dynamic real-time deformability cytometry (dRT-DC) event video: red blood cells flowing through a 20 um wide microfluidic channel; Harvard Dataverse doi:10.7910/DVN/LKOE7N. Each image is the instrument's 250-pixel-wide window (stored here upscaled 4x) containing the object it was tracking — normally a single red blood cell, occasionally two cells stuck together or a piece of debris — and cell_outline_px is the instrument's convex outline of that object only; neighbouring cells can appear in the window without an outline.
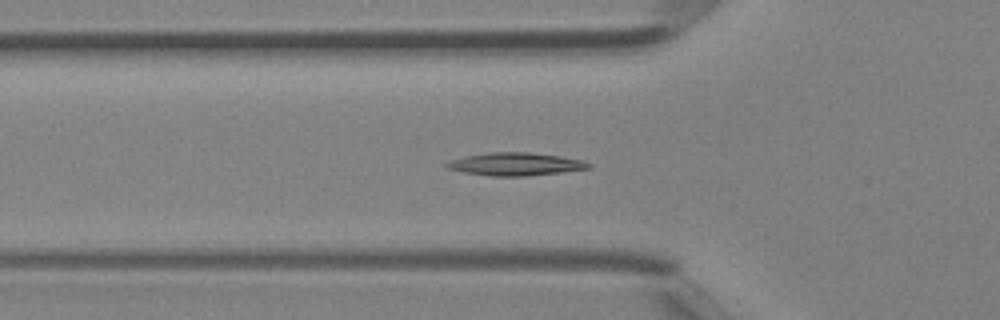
{"species": "Egyptian fruit bat (a non-hibernating species)", "species_latin": "Rousettus aegyptiacus", "temperature_condition": "room temperature", "stored_images_in_passage": 43, "segment_of_instrument_passage": [1, 2], "camera_frame_rate_fps": 3000, "um_per_image_px": 0.085, "animal": {"sex": "female"}, "frame": {"image": 1, "passage_image": 14, "time_ms": 4.333, "image_size_px": [1000, 320], "cell_outline_px": [[592, 168], [560, 172], [524, 176], [488, 176], [464, 172], [448, 168], [444, 164], [452, 160], [464, 156], [488, 152], [528, 152], [560, 156], [584, 160], [592, 164]], "centroid_in_image_um": [43.84, 13.94], "position_along_channel_um": 82.0, "area_um2": 18.9}}
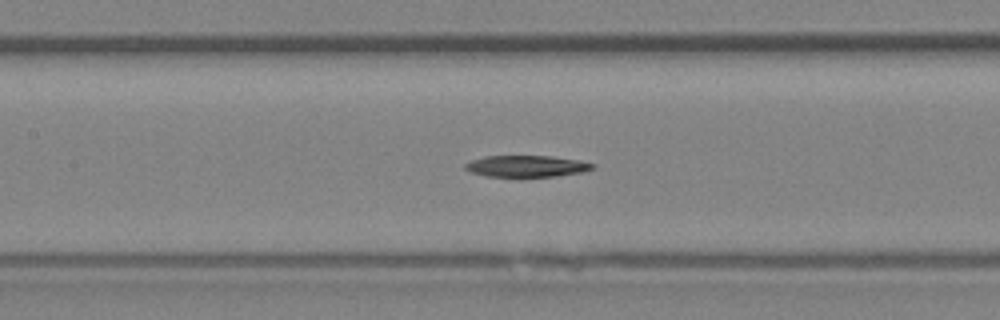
{"frame": {"image": 2, "passage_image": 19, "time_ms": 6.0, "image_size_px": [1000, 320], "cell_outline_px": [[596, 168], [584, 172], [556, 176], [488, 176], [472, 172], [464, 168], [464, 164], [472, 160], [484, 156], [552, 156], [580, 160], [596, 164]], "centroid_in_image_um": [44.83, 14.11], "position_along_channel_um": 162.6, "area_um2": 15.95}}
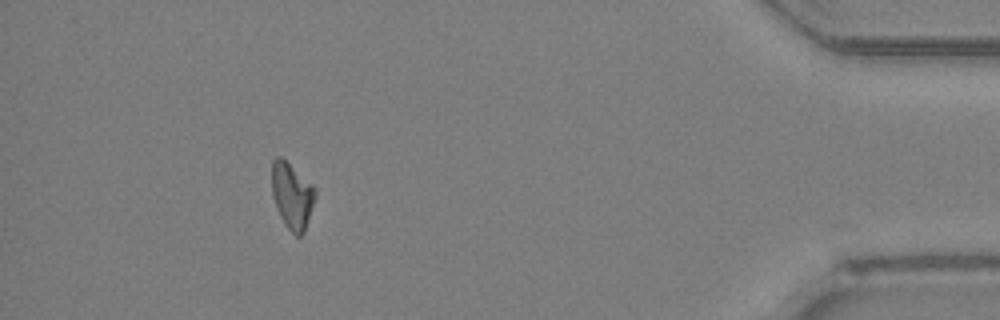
{"frame": {"image": 3, "passage_image": 38, "time_ms": 12.333, "image_size_px": [1000, 320], "cell_outline_px": [[316, 196], [304, 232], [300, 236], [296, 236], [284, 224], [276, 208], [272, 196], [272, 160], [276, 156], [280, 156], [312, 184], [316, 188]], "centroid_in_image_um": [24.81, 16.63], "position_along_channel_um": 410.4, "area_um2": 16.65}}